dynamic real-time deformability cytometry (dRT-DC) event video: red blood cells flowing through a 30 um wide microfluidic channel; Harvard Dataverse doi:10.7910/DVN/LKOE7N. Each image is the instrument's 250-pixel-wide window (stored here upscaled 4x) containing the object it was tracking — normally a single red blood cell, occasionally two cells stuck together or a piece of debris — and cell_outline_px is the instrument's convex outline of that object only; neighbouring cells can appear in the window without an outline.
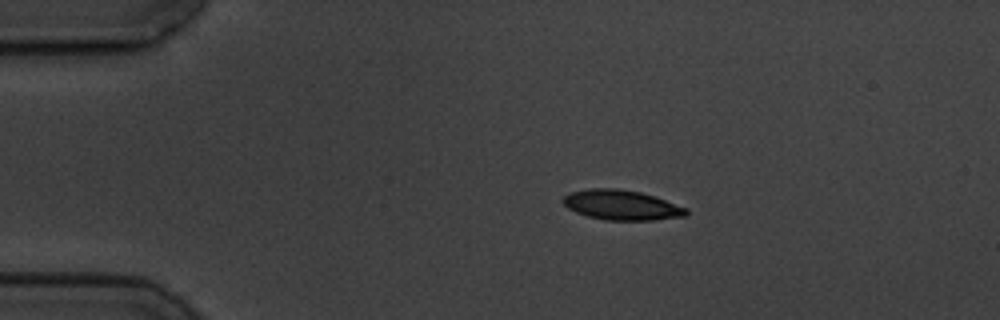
{"species": "common noctule bat (a hibernating species)", "species_latin": "Nyctalus noctula", "temperature_condition": "cold", "stored_images_in_passage": 4, "camera_frame_rate_fps": 3000, "um_per_image_px": 0.085, "animal": {"sex": "male", "body_mass_g": 19.5, "forearm_length_mm": 54.6}, "frame": {"image": 1, "passage_image": 1, "time_ms": 0.0, "image_size_px": [1000, 320], "cell_outline_px": [[688, 216], [652, 220], [604, 220], [588, 216], [576, 212], [568, 208], [560, 200], [568, 192], [588, 188], [616, 188], [640, 192], [656, 196], [688, 208]], "centroid_in_image_um": [52.84, 17.42], "position_along_channel_um": 32.2, "area_um2": 21.79}}
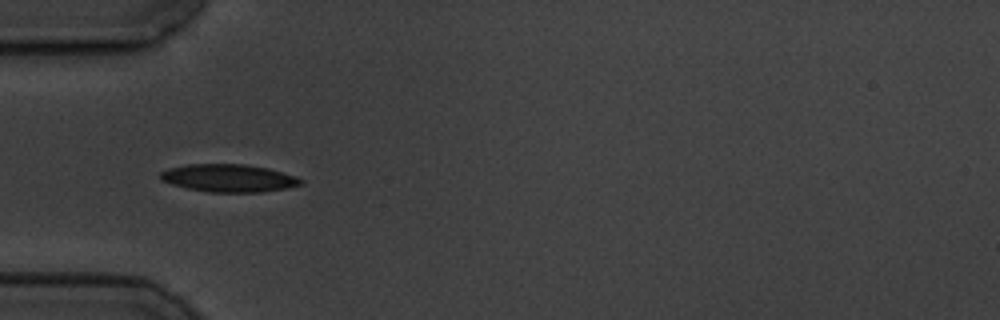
{"frame": {"image": 2, "passage_image": 3, "time_ms": 2.333, "image_size_px": [1000, 320], "cell_outline_px": [[304, 184], [288, 188], [260, 192], [208, 192], [188, 188], [172, 184], [160, 180], [160, 172], [168, 168], [188, 164], [244, 164], [268, 168], [296, 176], [304, 180]], "centroid_in_image_um": [19.47, 15.14], "position_along_channel_um": 65.5, "area_um2": 22.77}}
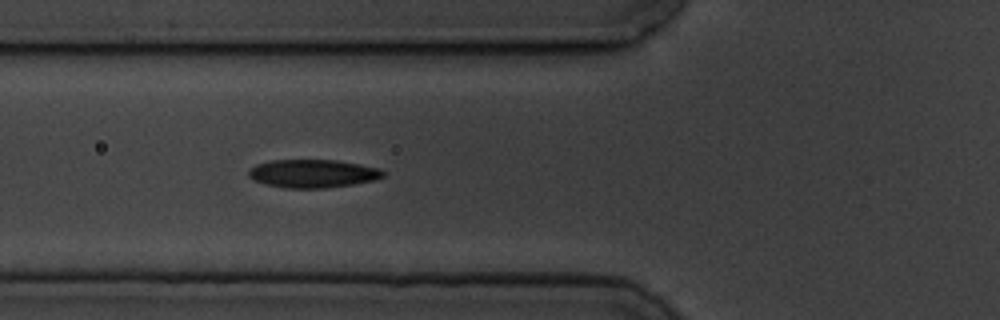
{"frame": {"image": 3, "passage_image": 4, "time_ms": 3.333, "image_size_px": [1000, 320], "cell_outline_px": [[384, 176], [376, 180], [352, 184], [324, 188], [284, 188], [268, 184], [256, 180], [248, 176], [248, 172], [256, 164], [272, 160], [336, 160], [360, 164], [380, 168], [384, 172]], "centroid_in_image_um": [26.63, 14.75], "position_along_channel_um": 99.2, "area_um2": 21.96}}